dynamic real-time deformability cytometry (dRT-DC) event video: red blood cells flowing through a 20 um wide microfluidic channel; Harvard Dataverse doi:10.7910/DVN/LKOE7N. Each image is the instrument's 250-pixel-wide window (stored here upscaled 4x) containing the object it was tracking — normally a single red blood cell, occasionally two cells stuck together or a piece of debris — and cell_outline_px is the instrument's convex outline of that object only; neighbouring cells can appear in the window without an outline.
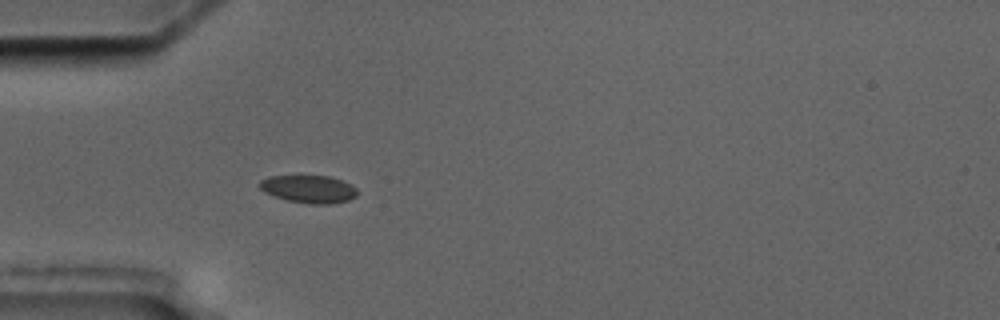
{"species": "common noctule bat (a hibernating species)", "species_latin": "Nyctalus noctula", "temperature_condition": "cold", "stored_images_in_passage": 2, "camera_frame_rate_fps": 3000, "um_per_image_px": 0.085, "animal": {"sex": "male", "body_mass_g": 17.5, "forearm_length_mm": 52.3}, "frame": {"image": 1, "passage_image": 2, "time_ms": 2.0, "image_size_px": [1000, 320], "cell_outline_px": [[356, 196], [348, 200], [332, 204], [308, 204], [288, 200], [264, 192], [260, 188], [260, 180], [268, 176], [328, 176], [340, 180], [356, 188]], "centroid_in_image_um": [26.23, 16.07], "position_along_channel_um": 58.8, "area_um2": 15.55}}